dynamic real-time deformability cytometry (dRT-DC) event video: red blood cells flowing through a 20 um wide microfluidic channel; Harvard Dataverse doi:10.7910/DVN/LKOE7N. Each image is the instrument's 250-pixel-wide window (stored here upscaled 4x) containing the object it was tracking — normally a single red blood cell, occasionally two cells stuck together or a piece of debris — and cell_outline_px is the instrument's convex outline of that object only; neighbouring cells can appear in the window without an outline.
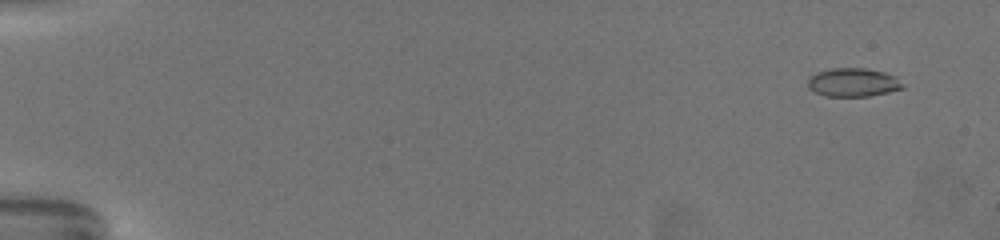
{"species": "common noctule bat (a hibernating species)", "species_latin": "Nyctalus noctula", "temperature_condition": "warm", "stored_images_in_passage": 64, "camera_frame_rate_fps": 3000, "um_per_image_px": 0.085, "animal": {"sex": "female", "body_mass_g": 19.5, "forearm_length_mm": 54.1}, "frame": {"image": 1, "passage_image": 5, "time_ms": 1.333, "image_size_px": [1000, 240], "cell_outline_px": [[904, 88], [888, 92], [868, 96], [824, 96], [808, 88], [808, 76], [816, 72], [832, 68], [864, 68], [884, 72], [896, 76], [904, 84]], "centroid_in_image_um": [72.51, 7.0], "position_along_channel_um": 12.5, "area_um2": 15.9}}
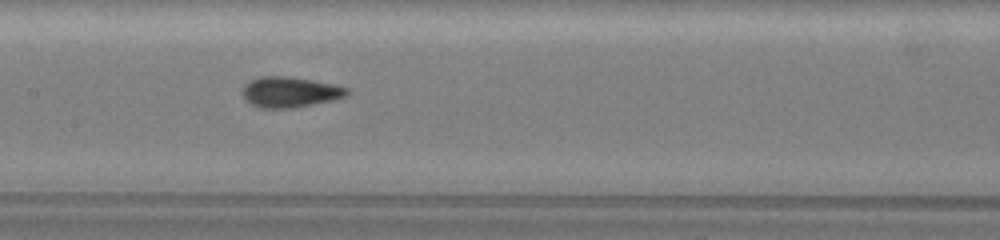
{"frame": {"image": 2, "passage_image": 35, "time_ms": 11.333, "image_size_px": [1000, 240], "cell_outline_px": [[352, 92], [348, 96], [332, 100], [292, 108], [260, 108], [252, 104], [244, 96], [244, 84], [260, 76], [288, 76], [312, 80], [332, 84], [348, 88]], "centroid_in_image_um": [24.7, 7.82], "position_along_channel_um": 182.7, "area_um2": 18.44}}
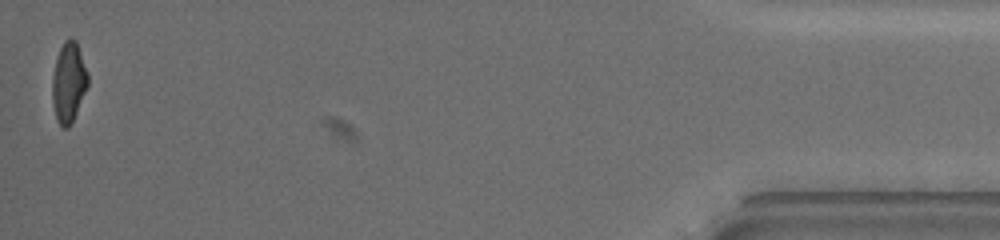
{"frame": {"image": 3, "passage_image": 64, "time_ms": 21.0, "image_size_px": [1000, 240], "cell_outline_px": [[88, 84], [76, 112], [68, 128], [64, 128], [56, 120], [52, 104], [52, 76], [56, 60], [60, 48], [64, 40], [68, 36], [72, 36], [76, 40], [88, 72]], "centroid_in_image_um": [5.82, 6.95], "position_along_channel_um": 429.4, "area_um2": 16.65}, "authors_computed_cell_mechanics": {"area_um2": 16.9354, "velocity_mm_per_s": 3.4066, "shape_relaxation_time_tau1_ms": 5.8518, "shape_relaxation_time_tau2_ms": 0.7038, "deformation_change_tau1": 0.1572, "deformation_change_tau2": 0.0593}}